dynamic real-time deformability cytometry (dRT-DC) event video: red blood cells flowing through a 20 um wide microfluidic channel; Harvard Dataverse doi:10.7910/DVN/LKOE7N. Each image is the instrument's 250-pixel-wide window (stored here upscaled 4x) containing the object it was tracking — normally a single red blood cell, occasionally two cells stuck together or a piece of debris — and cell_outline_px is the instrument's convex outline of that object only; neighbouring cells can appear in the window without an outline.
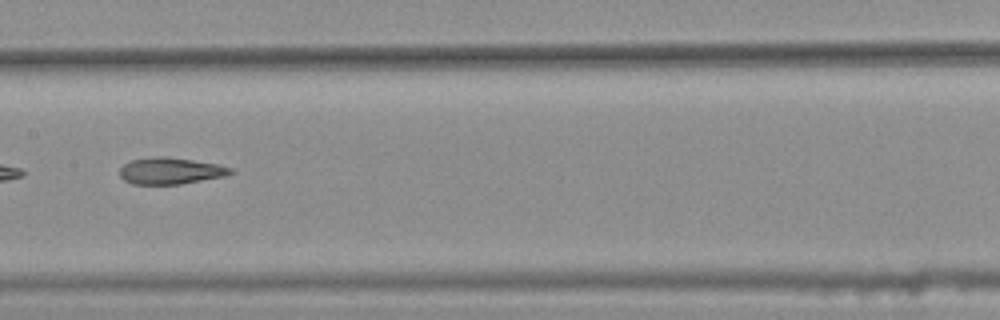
{"species": "common noctule bat (a hibernating species)", "species_latin": "Nyctalus noctula", "temperature_condition": "warm", "stored_images_in_passage": 12, "camera_frame_rate_fps": 3000, "um_per_image_px": 0.085, "animal": {"sex": "female", "body_mass_g": 25.1}, "frame": {"image": 1, "passage_image": 7, "time_ms": 2.0, "image_size_px": [1000, 320], "cell_outline_px": [[236, 172], [224, 176], [180, 184], [132, 184], [124, 180], [120, 176], [120, 168], [124, 164], [132, 160], [152, 156], [164, 156], [220, 164], [232, 168]], "centroid_in_image_um": [14.5, 14.52], "position_along_channel_um": 192.9, "area_um2": 17.22}}
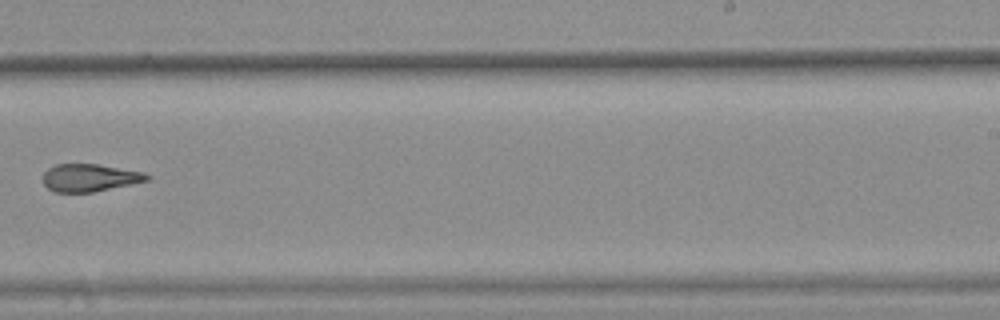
{"frame": {"image": 2, "passage_image": 9, "time_ms": 2.667, "image_size_px": [1000, 320], "cell_outline_px": [[152, 176], [148, 180], [132, 184], [92, 192], [56, 192], [48, 188], [44, 184], [44, 172], [48, 168], [56, 164], [96, 164], [144, 172]], "centroid_in_image_um": [7.63, 15.1], "position_along_channel_um": 281.4, "area_um2": 16.59}}
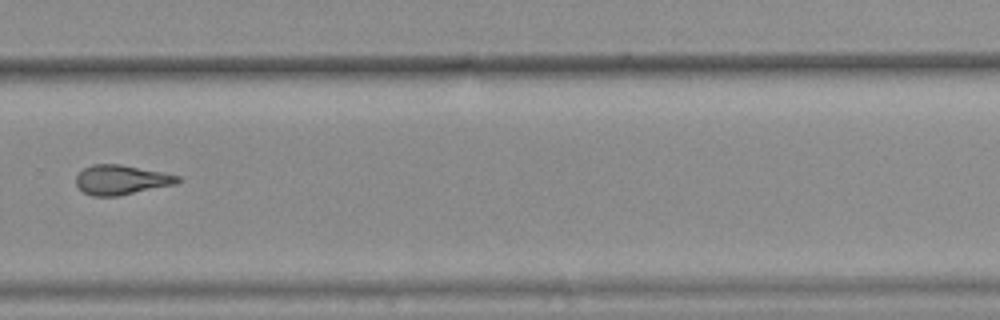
{"frame": {"image": 3, "passage_image": 10, "time_ms": 3.0, "image_size_px": [1000, 320], "cell_outline_px": [[184, 180], [176, 184], [116, 196], [92, 196], [84, 192], [76, 184], [76, 176], [84, 168], [92, 164], [120, 164], [164, 172], [180, 176]], "centroid_in_image_um": [10.34, 15.27], "position_along_channel_um": 319.5, "area_um2": 17.57}}